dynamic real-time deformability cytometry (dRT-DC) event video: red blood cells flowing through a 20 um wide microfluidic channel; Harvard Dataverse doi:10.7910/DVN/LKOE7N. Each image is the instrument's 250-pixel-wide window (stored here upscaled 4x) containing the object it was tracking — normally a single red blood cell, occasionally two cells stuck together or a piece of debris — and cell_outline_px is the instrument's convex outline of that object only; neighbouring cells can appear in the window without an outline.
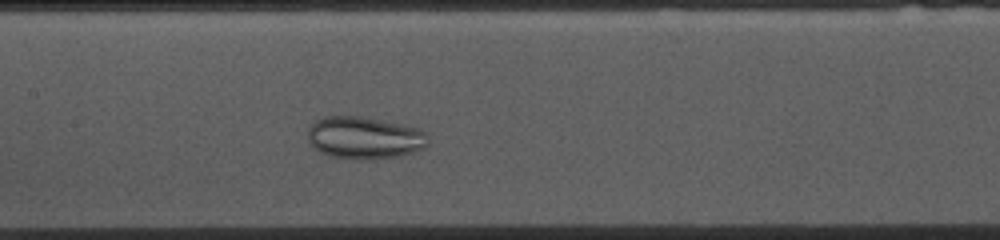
{"species": "common noctule bat (a hibernating species)", "species_latin": "Nyctalus noctula", "temperature_condition": "cold", "stored_images_in_passage": 38, "camera_frame_rate_fps": 3000, "um_per_image_px": 0.085, "animal": {"sex": "female", "body_mass_g": 10.0, "forearm_length_mm": 53.1}, "frame": {"image": 1, "passage_image": 19, "time_ms": 6.0, "image_size_px": [1000, 240], "cell_outline_px": [[428, 140], [424, 148], [400, 156], [368, 160], [352, 160], [328, 156], [312, 148], [308, 140], [308, 128], [316, 120], [324, 116], [360, 116], [404, 124], [420, 128], [428, 136]], "centroid_in_image_um": [30.95, 11.72], "position_along_channel_um": 176.4, "area_um2": 30.17}}
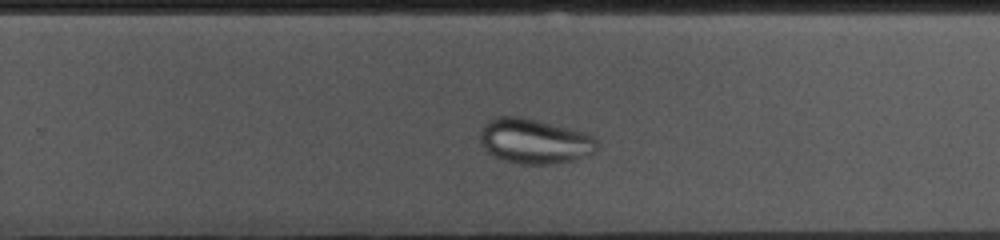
{"frame": {"image": 2, "passage_image": 28, "time_ms": 9.0, "image_size_px": [1000, 240], "cell_outline_px": [[600, 144], [596, 152], [576, 160], [556, 164], [520, 164], [504, 160], [492, 156], [480, 144], [480, 132], [484, 124], [488, 120], [496, 116], [520, 116], [584, 132], [592, 136]], "centroid_in_image_um": [45.43, 12.01], "position_along_channel_um": 284.4, "area_um2": 30.98}}
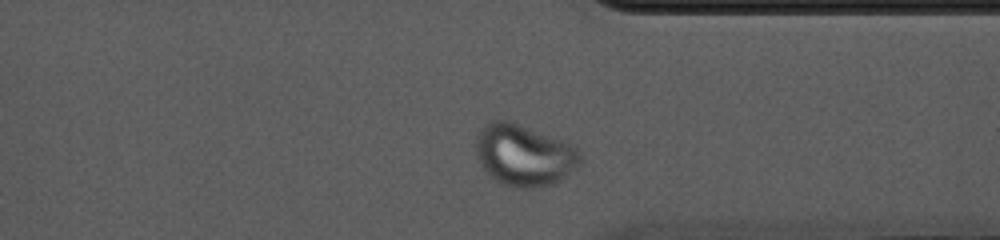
{"frame": {"image": 3, "passage_image": 35, "time_ms": 11.333, "image_size_px": [1000, 240], "cell_outline_px": [[580, 164], [576, 168], [552, 184], [544, 188], [512, 188], [496, 180], [480, 164], [476, 152], [476, 132], [484, 124], [492, 120], [508, 120], [564, 140], [572, 144], [580, 152]], "centroid_in_image_um": [44.53, 13.17], "position_along_channel_um": 366.9, "area_um2": 37.57}}